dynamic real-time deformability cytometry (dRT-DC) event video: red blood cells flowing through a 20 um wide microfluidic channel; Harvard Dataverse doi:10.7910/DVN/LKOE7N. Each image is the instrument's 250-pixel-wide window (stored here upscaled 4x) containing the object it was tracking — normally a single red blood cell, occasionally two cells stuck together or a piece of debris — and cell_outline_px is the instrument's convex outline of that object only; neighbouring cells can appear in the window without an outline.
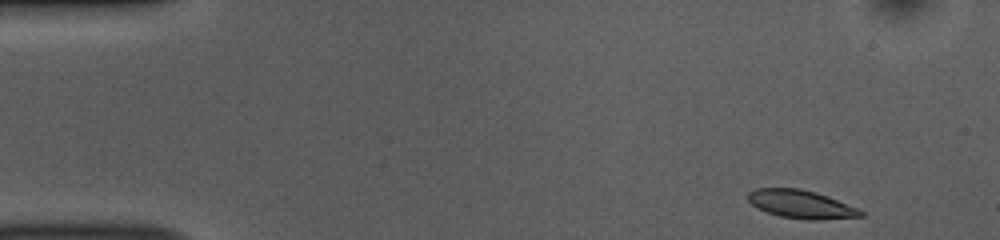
{"species": "common noctule bat (a hibernating species)", "species_latin": "Nyctalus noctula", "temperature_condition": "room temperature", "stored_images_in_passage": 48, "camera_frame_rate_fps": 3000, "um_per_image_px": 0.085, "animal": {"sex": "female", "body_mass_g": 10.0, "forearm_length_mm": 53.1}, "frame": {"image": 1, "passage_image": 1, "time_ms": 0.0, "image_size_px": [1000, 240], "cell_outline_px": [[864, 216], [820, 220], [804, 220], [780, 216], [756, 208], [748, 200], [748, 192], [756, 188], [800, 188], [816, 192], [828, 196], [856, 208], [864, 212]], "centroid_in_image_um": [68.07, 17.36], "position_along_channel_um": 16.9, "area_um2": 18.55}}
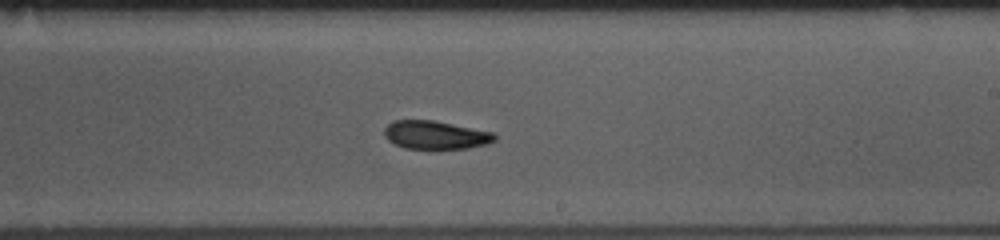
{"frame": {"image": 2, "passage_image": 27, "time_ms": 8.667, "image_size_px": [1000, 240], "cell_outline_px": [[496, 140], [488, 144], [468, 148], [436, 152], [432, 152], [404, 148], [388, 140], [384, 136], [384, 128], [392, 120], [432, 120], [496, 132]], "centroid_in_image_um": [37.04, 11.52], "position_along_channel_um": 252.0, "area_um2": 19.25}}
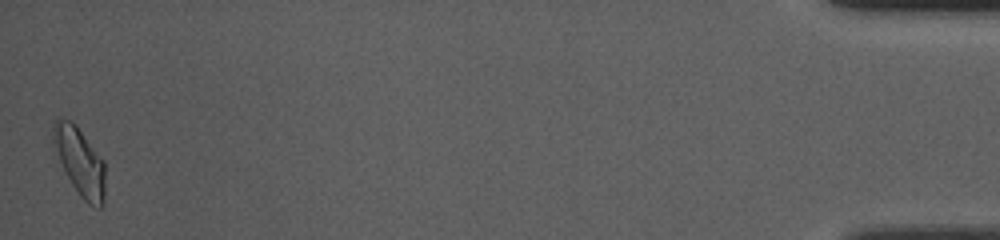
{"frame": {"image": 3, "passage_image": 48, "time_ms": 15.667, "image_size_px": [1000, 240], "cell_outline_px": [[104, 200], [100, 208], [88, 204], [80, 196], [72, 184], [60, 160], [52, 140], [52, 124], [56, 120], [72, 120], [76, 124], [104, 160]], "centroid_in_image_um": [6.8, 13.71], "position_along_channel_um": 428.4, "area_um2": 20.23}, "authors_computed_cell_mechanics": {"area_um2": 18.9584, "velocity_mm_per_s": 3.8251, "shape_relaxation_time_tau1_ms": 3.3904, "shape_relaxation_time_tau2_ms": 7.449, "deformation_change_tau1": 0.131, "deformation_change_tau2": 0.0914}}